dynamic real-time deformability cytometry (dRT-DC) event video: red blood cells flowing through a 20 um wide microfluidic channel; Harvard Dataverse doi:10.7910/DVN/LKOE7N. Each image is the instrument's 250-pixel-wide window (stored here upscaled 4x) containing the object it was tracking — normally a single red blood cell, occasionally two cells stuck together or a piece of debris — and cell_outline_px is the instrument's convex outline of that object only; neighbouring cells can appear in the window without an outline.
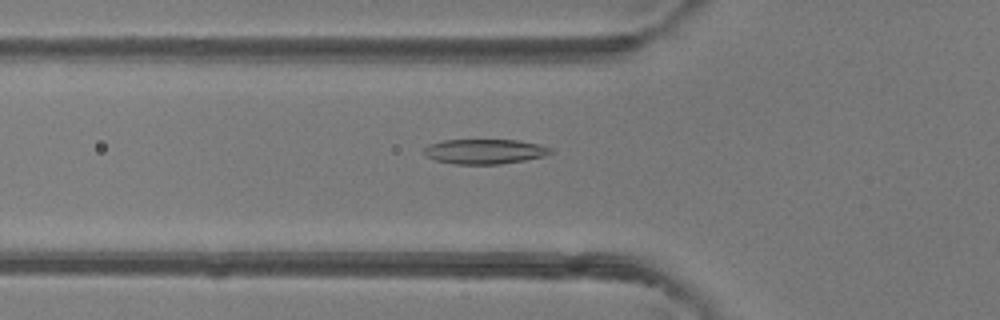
{"species": "common noctule bat (a hibernating species)", "species_latin": "Nyctalus noctula", "temperature_condition": "room temperature", "stored_images_in_passage": 35, "camera_frame_rate_fps": 3000, "um_per_image_px": 0.085, "animal": {"sex": "female"}, "frame": {"image": 1, "passage_image": 4, "time_ms": 1.0, "image_size_px": [1000, 320], "cell_outline_px": [[556, 152], [544, 156], [524, 160], [500, 164], [456, 164], [436, 160], [424, 156], [424, 148], [428, 144], [444, 140], [516, 140], [536, 144], [552, 148]], "centroid_in_image_um": [41.19, 12.87], "position_along_channel_um": 84.6, "area_um2": 18.32}}
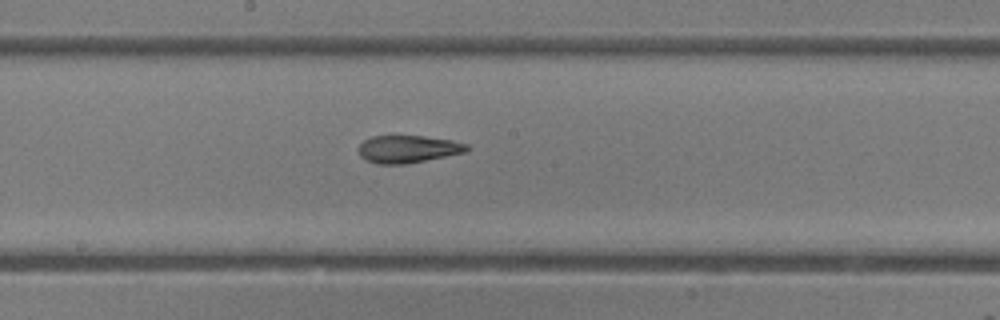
{"frame": {"image": 2, "passage_image": 13, "time_ms": 4.0, "image_size_px": [1000, 320], "cell_outline_px": [[472, 148], [468, 152], [404, 164], [376, 164], [364, 160], [360, 156], [360, 144], [364, 140], [372, 136], [424, 136], [452, 140], [468, 144]], "centroid_in_image_um": [34.72, 12.67], "position_along_channel_um": 213.5, "area_um2": 17.46}}
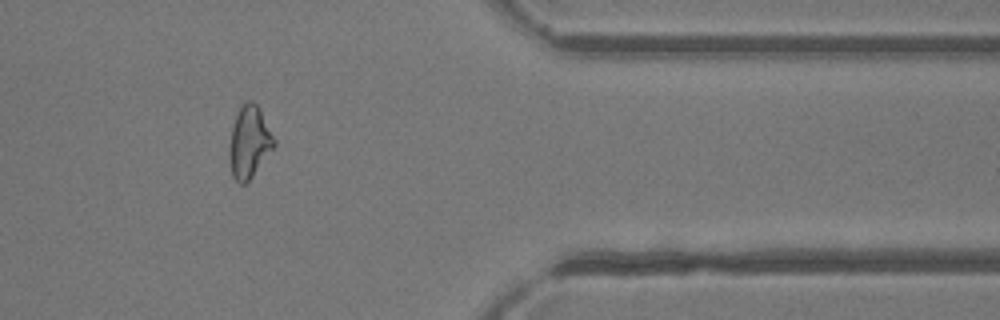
{"frame": {"image": 3, "passage_image": 27, "time_ms": 8.667, "image_size_px": [1000, 320], "cell_outline_px": [[276, 144], [252, 176], [244, 184], [240, 184], [232, 176], [228, 156], [228, 148], [232, 128], [236, 116], [244, 100], [252, 100], [260, 108], [276, 140]], "centroid_in_image_um": [21.18, 12.05], "position_along_channel_um": 390.2, "area_um2": 18.79}, "authors_computed_cell_mechanics": {"area_um2": 18.3226, "velocity_mm_per_s": 4.2613, "shape_relaxation_time_tau1_ms": 5.2102, "shape_relaxation_time_tau2_ms": 2.0808, "deformation_change_tau1": 0.1725, "deformation_change_tau2": 0.0834}}